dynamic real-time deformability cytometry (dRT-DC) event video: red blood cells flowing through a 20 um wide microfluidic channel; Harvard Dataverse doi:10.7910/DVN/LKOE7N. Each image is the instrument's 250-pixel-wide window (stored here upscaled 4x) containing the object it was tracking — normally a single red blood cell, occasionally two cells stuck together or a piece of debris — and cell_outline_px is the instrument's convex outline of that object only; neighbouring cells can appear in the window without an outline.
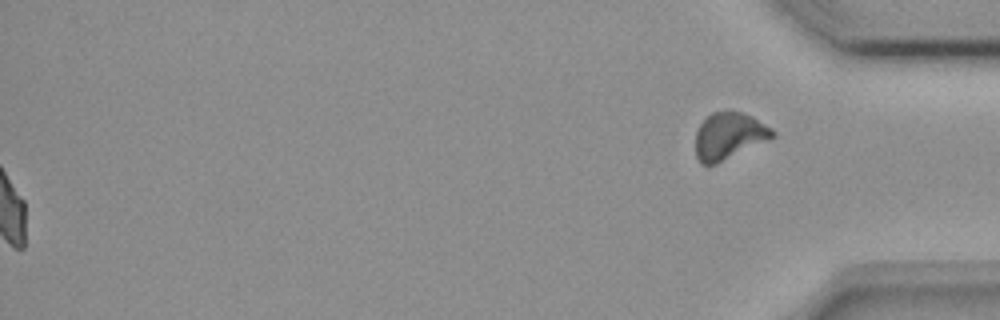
{"species": "common noctule bat (a hibernating species)", "species_latin": "Nyctalus noctula", "temperature_condition": "room temperature", "stored_images_in_passage": 39, "segment_of_instrument_passage": [2, 2], "camera_frame_rate_fps": 3000, "um_per_image_px": 0.085, "animal": {"sex": "female", "body_mass_g": 18.4}, "frame": {"image": 1, "passage_image": 39, "time_ms": 12.667, "image_size_px": [1000, 320], "cell_outline_px": [[776, 136], [768, 140], [716, 164], [700, 164], [696, 156], [696, 132], [700, 124], [712, 112], [744, 112], [752, 116], [772, 128], [776, 132]], "centroid_in_image_um": [61.98, 11.56], "position_along_channel_um": 373.2, "area_um2": 20.87}}